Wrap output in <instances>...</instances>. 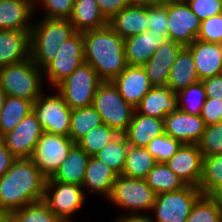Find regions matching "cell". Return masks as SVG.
<instances>
[{"instance_id": "d6a6232c", "label": "cell", "mask_w": 222, "mask_h": 222, "mask_svg": "<svg viewBox=\"0 0 222 222\" xmlns=\"http://www.w3.org/2000/svg\"><path fill=\"white\" fill-rule=\"evenodd\" d=\"M101 124L102 118L93 106L73 109L69 137L76 144L89 131Z\"/></svg>"}, {"instance_id": "e0dca14e", "label": "cell", "mask_w": 222, "mask_h": 222, "mask_svg": "<svg viewBox=\"0 0 222 222\" xmlns=\"http://www.w3.org/2000/svg\"><path fill=\"white\" fill-rule=\"evenodd\" d=\"M183 47L181 44L167 39L155 50L149 61L142 66L153 87L167 86L170 68Z\"/></svg>"}, {"instance_id": "cb8c5ba5", "label": "cell", "mask_w": 222, "mask_h": 222, "mask_svg": "<svg viewBox=\"0 0 222 222\" xmlns=\"http://www.w3.org/2000/svg\"><path fill=\"white\" fill-rule=\"evenodd\" d=\"M30 58V31L0 30V68Z\"/></svg>"}, {"instance_id": "603a6c76", "label": "cell", "mask_w": 222, "mask_h": 222, "mask_svg": "<svg viewBox=\"0 0 222 222\" xmlns=\"http://www.w3.org/2000/svg\"><path fill=\"white\" fill-rule=\"evenodd\" d=\"M177 109V94L168 86L152 87L135 107L138 113L159 119H164Z\"/></svg>"}, {"instance_id": "2e32d148", "label": "cell", "mask_w": 222, "mask_h": 222, "mask_svg": "<svg viewBox=\"0 0 222 222\" xmlns=\"http://www.w3.org/2000/svg\"><path fill=\"white\" fill-rule=\"evenodd\" d=\"M165 134L182 144H198L206 125L200 115L189 114L181 109L164 118Z\"/></svg>"}, {"instance_id": "7bdbcfd3", "label": "cell", "mask_w": 222, "mask_h": 222, "mask_svg": "<svg viewBox=\"0 0 222 222\" xmlns=\"http://www.w3.org/2000/svg\"><path fill=\"white\" fill-rule=\"evenodd\" d=\"M74 3L75 0H34L35 8L44 6V17L51 19H69Z\"/></svg>"}, {"instance_id": "c3c4849f", "label": "cell", "mask_w": 222, "mask_h": 222, "mask_svg": "<svg viewBox=\"0 0 222 222\" xmlns=\"http://www.w3.org/2000/svg\"><path fill=\"white\" fill-rule=\"evenodd\" d=\"M207 98L222 100V74L202 80Z\"/></svg>"}, {"instance_id": "277c9868", "label": "cell", "mask_w": 222, "mask_h": 222, "mask_svg": "<svg viewBox=\"0 0 222 222\" xmlns=\"http://www.w3.org/2000/svg\"><path fill=\"white\" fill-rule=\"evenodd\" d=\"M43 70L31 58L0 68V84L6 95L33 103L43 91Z\"/></svg>"}, {"instance_id": "8992f818", "label": "cell", "mask_w": 222, "mask_h": 222, "mask_svg": "<svg viewBox=\"0 0 222 222\" xmlns=\"http://www.w3.org/2000/svg\"><path fill=\"white\" fill-rule=\"evenodd\" d=\"M156 195L146 179L131 178L121 174L117 175L108 200L120 207L119 209L131 211L126 215H144L138 212L152 210Z\"/></svg>"}, {"instance_id": "7c38bea8", "label": "cell", "mask_w": 222, "mask_h": 222, "mask_svg": "<svg viewBox=\"0 0 222 222\" xmlns=\"http://www.w3.org/2000/svg\"><path fill=\"white\" fill-rule=\"evenodd\" d=\"M41 96L33 103L36 115L43 132L69 136L72 109L58 93Z\"/></svg>"}, {"instance_id": "3957f363", "label": "cell", "mask_w": 222, "mask_h": 222, "mask_svg": "<svg viewBox=\"0 0 222 222\" xmlns=\"http://www.w3.org/2000/svg\"><path fill=\"white\" fill-rule=\"evenodd\" d=\"M42 18L30 31V58L43 70L75 30L69 19Z\"/></svg>"}, {"instance_id": "8fae6325", "label": "cell", "mask_w": 222, "mask_h": 222, "mask_svg": "<svg viewBox=\"0 0 222 222\" xmlns=\"http://www.w3.org/2000/svg\"><path fill=\"white\" fill-rule=\"evenodd\" d=\"M75 143L69 136L43 132L30 159L46 177H52Z\"/></svg>"}, {"instance_id": "9c48e42d", "label": "cell", "mask_w": 222, "mask_h": 222, "mask_svg": "<svg viewBox=\"0 0 222 222\" xmlns=\"http://www.w3.org/2000/svg\"><path fill=\"white\" fill-rule=\"evenodd\" d=\"M82 186L46 179L43 201L63 222H71L72 215L79 211L86 199Z\"/></svg>"}, {"instance_id": "52a82bcc", "label": "cell", "mask_w": 222, "mask_h": 222, "mask_svg": "<svg viewBox=\"0 0 222 222\" xmlns=\"http://www.w3.org/2000/svg\"><path fill=\"white\" fill-rule=\"evenodd\" d=\"M102 82L95 69L84 62L58 84L54 90L58 91L73 110L92 106L96 90Z\"/></svg>"}, {"instance_id": "816d5d0a", "label": "cell", "mask_w": 222, "mask_h": 222, "mask_svg": "<svg viewBox=\"0 0 222 222\" xmlns=\"http://www.w3.org/2000/svg\"><path fill=\"white\" fill-rule=\"evenodd\" d=\"M5 99H6V94L4 93V90L0 84V111L4 105Z\"/></svg>"}, {"instance_id": "f5cc1de1", "label": "cell", "mask_w": 222, "mask_h": 222, "mask_svg": "<svg viewBox=\"0 0 222 222\" xmlns=\"http://www.w3.org/2000/svg\"><path fill=\"white\" fill-rule=\"evenodd\" d=\"M0 222H12L10 214L0 212Z\"/></svg>"}, {"instance_id": "ab89813d", "label": "cell", "mask_w": 222, "mask_h": 222, "mask_svg": "<svg viewBox=\"0 0 222 222\" xmlns=\"http://www.w3.org/2000/svg\"><path fill=\"white\" fill-rule=\"evenodd\" d=\"M182 145L181 142L164 133L152 139L146 148L157 162L165 163Z\"/></svg>"}, {"instance_id": "83f0119b", "label": "cell", "mask_w": 222, "mask_h": 222, "mask_svg": "<svg viewBox=\"0 0 222 222\" xmlns=\"http://www.w3.org/2000/svg\"><path fill=\"white\" fill-rule=\"evenodd\" d=\"M199 81L192 52L187 46H184L170 68V77L167 86L177 93Z\"/></svg>"}, {"instance_id": "681fc988", "label": "cell", "mask_w": 222, "mask_h": 222, "mask_svg": "<svg viewBox=\"0 0 222 222\" xmlns=\"http://www.w3.org/2000/svg\"><path fill=\"white\" fill-rule=\"evenodd\" d=\"M16 158L7 149L4 142L0 139V177L11 167Z\"/></svg>"}, {"instance_id": "d590c367", "label": "cell", "mask_w": 222, "mask_h": 222, "mask_svg": "<svg viewBox=\"0 0 222 222\" xmlns=\"http://www.w3.org/2000/svg\"><path fill=\"white\" fill-rule=\"evenodd\" d=\"M129 144L124 134L117 136L112 142L105 145L95 157L108 165L117 175L124 169Z\"/></svg>"}, {"instance_id": "4dcf8cb0", "label": "cell", "mask_w": 222, "mask_h": 222, "mask_svg": "<svg viewBox=\"0 0 222 222\" xmlns=\"http://www.w3.org/2000/svg\"><path fill=\"white\" fill-rule=\"evenodd\" d=\"M156 163L157 161L148 152L146 147L129 145L122 175L131 178L146 179L148 173Z\"/></svg>"}, {"instance_id": "ffe728a7", "label": "cell", "mask_w": 222, "mask_h": 222, "mask_svg": "<svg viewBox=\"0 0 222 222\" xmlns=\"http://www.w3.org/2000/svg\"><path fill=\"white\" fill-rule=\"evenodd\" d=\"M34 0H0V30L31 31Z\"/></svg>"}, {"instance_id": "5bb4252c", "label": "cell", "mask_w": 222, "mask_h": 222, "mask_svg": "<svg viewBox=\"0 0 222 222\" xmlns=\"http://www.w3.org/2000/svg\"><path fill=\"white\" fill-rule=\"evenodd\" d=\"M43 133L36 115L31 112L19 124L0 139L16 158H30Z\"/></svg>"}, {"instance_id": "7402d4cb", "label": "cell", "mask_w": 222, "mask_h": 222, "mask_svg": "<svg viewBox=\"0 0 222 222\" xmlns=\"http://www.w3.org/2000/svg\"><path fill=\"white\" fill-rule=\"evenodd\" d=\"M164 34L143 33L124 39V51L127 64L130 66H143L153 56L155 50L166 40Z\"/></svg>"}, {"instance_id": "484cf974", "label": "cell", "mask_w": 222, "mask_h": 222, "mask_svg": "<svg viewBox=\"0 0 222 222\" xmlns=\"http://www.w3.org/2000/svg\"><path fill=\"white\" fill-rule=\"evenodd\" d=\"M117 174L101 160L95 156L89 158L82 187L87 189L88 193H100L102 196L108 197L112 192L114 181Z\"/></svg>"}, {"instance_id": "44dd1931", "label": "cell", "mask_w": 222, "mask_h": 222, "mask_svg": "<svg viewBox=\"0 0 222 222\" xmlns=\"http://www.w3.org/2000/svg\"><path fill=\"white\" fill-rule=\"evenodd\" d=\"M147 24V2H133L108 21V25L124 39L145 32Z\"/></svg>"}, {"instance_id": "f546056e", "label": "cell", "mask_w": 222, "mask_h": 222, "mask_svg": "<svg viewBox=\"0 0 222 222\" xmlns=\"http://www.w3.org/2000/svg\"><path fill=\"white\" fill-rule=\"evenodd\" d=\"M31 112H33L32 101L6 95L4 105L0 111V138L13 130Z\"/></svg>"}, {"instance_id": "db71d44e", "label": "cell", "mask_w": 222, "mask_h": 222, "mask_svg": "<svg viewBox=\"0 0 222 222\" xmlns=\"http://www.w3.org/2000/svg\"><path fill=\"white\" fill-rule=\"evenodd\" d=\"M134 2H160V0H134Z\"/></svg>"}, {"instance_id": "8d00e7d4", "label": "cell", "mask_w": 222, "mask_h": 222, "mask_svg": "<svg viewBox=\"0 0 222 222\" xmlns=\"http://www.w3.org/2000/svg\"><path fill=\"white\" fill-rule=\"evenodd\" d=\"M119 135L117 131L103 123L89 131L76 144L92 157Z\"/></svg>"}, {"instance_id": "d4e9b609", "label": "cell", "mask_w": 222, "mask_h": 222, "mask_svg": "<svg viewBox=\"0 0 222 222\" xmlns=\"http://www.w3.org/2000/svg\"><path fill=\"white\" fill-rule=\"evenodd\" d=\"M164 133V119L145 116L135 110L132 121L124 135L129 145L147 147L152 139Z\"/></svg>"}, {"instance_id": "74e56055", "label": "cell", "mask_w": 222, "mask_h": 222, "mask_svg": "<svg viewBox=\"0 0 222 222\" xmlns=\"http://www.w3.org/2000/svg\"><path fill=\"white\" fill-rule=\"evenodd\" d=\"M178 109L189 113L200 115L205 100L207 99L205 87L202 81L189 85L177 93Z\"/></svg>"}, {"instance_id": "9a60e30c", "label": "cell", "mask_w": 222, "mask_h": 222, "mask_svg": "<svg viewBox=\"0 0 222 222\" xmlns=\"http://www.w3.org/2000/svg\"><path fill=\"white\" fill-rule=\"evenodd\" d=\"M165 164L186 185L199 187L202 178L203 155L198 144H183Z\"/></svg>"}, {"instance_id": "f1b7e54d", "label": "cell", "mask_w": 222, "mask_h": 222, "mask_svg": "<svg viewBox=\"0 0 222 222\" xmlns=\"http://www.w3.org/2000/svg\"><path fill=\"white\" fill-rule=\"evenodd\" d=\"M89 158L85 150L74 144L66 160L51 178L63 183L82 186Z\"/></svg>"}, {"instance_id": "4fadbf2b", "label": "cell", "mask_w": 222, "mask_h": 222, "mask_svg": "<svg viewBox=\"0 0 222 222\" xmlns=\"http://www.w3.org/2000/svg\"><path fill=\"white\" fill-rule=\"evenodd\" d=\"M168 39L189 46L196 40L201 20L192 11L185 0L167 1Z\"/></svg>"}, {"instance_id": "f6af8a7d", "label": "cell", "mask_w": 222, "mask_h": 222, "mask_svg": "<svg viewBox=\"0 0 222 222\" xmlns=\"http://www.w3.org/2000/svg\"><path fill=\"white\" fill-rule=\"evenodd\" d=\"M201 21L222 13V0H185Z\"/></svg>"}, {"instance_id": "7a4b0ae2", "label": "cell", "mask_w": 222, "mask_h": 222, "mask_svg": "<svg viewBox=\"0 0 222 222\" xmlns=\"http://www.w3.org/2000/svg\"><path fill=\"white\" fill-rule=\"evenodd\" d=\"M84 61L91 65L102 81H113L128 66L124 51V38L108 24L86 31Z\"/></svg>"}, {"instance_id": "5b68a950", "label": "cell", "mask_w": 222, "mask_h": 222, "mask_svg": "<svg viewBox=\"0 0 222 222\" xmlns=\"http://www.w3.org/2000/svg\"><path fill=\"white\" fill-rule=\"evenodd\" d=\"M92 106L103 123L124 134L132 121L135 107L126 102L112 81H103L97 88Z\"/></svg>"}, {"instance_id": "1f68e13d", "label": "cell", "mask_w": 222, "mask_h": 222, "mask_svg": "<svg viewBox=\"0 0 222 222\" xmlns=\"http://www.w3.org/2000/svg\"><path fill=\"white\" fill-rule=\"evenodd\" d=\"M198 188L202 195L213 196L222 189V153L203 156L202 178Z\"/></svg>"}, {"instance_id": "e575fe53", "label": "cell", "mask_w": 222, "mask_h": 222, "mask_svg": "<svg viewBox=\"0 0 222 222\" xmlns=\"http://www.w3.org/2000/svg\"><path fill=\"white\" fill-rule=\"evenodd\" d=\"M186 222H222V202L213 195H201L193 204Z\"/></svg>"}, {"instance_id": "f35d334b", "label": "cell", "mask_w": 222, "mask_h": 222, "mask_svg": "<svg viewBox=\"0 0 222 222\" xmlns=\"http://www.w3.org/2000/svg\"><path fill=\"white\" fill-rule=\"evenodd\" d=\"M12 222H63L43 201H37L10 214Z\"/></svg>"}, {"instance_id": "d6986e66", "label": "cell", "mask_w": 222, "mask_h": 222, "mask_svg": "<svg viewBox=\"0 0 222 222\" xmlns=\"http://www.w3.org/2000/svg\"><path fill=\"white\" fill-rule=\"evenodd\" d=\"M187 47L192 52L200 81L222 74V44L196 39Z\"/></svg>"}, {"instance_id": "7dc6e473", "label": "cell", "mask_w": 222, "mask_h": 222, "mask_svg": "<svg viewBox=\"0 0 222 222\" xmlns=\"http://www.w3.org/2000/svg\"><path fill=\"white\" fill-rule=\"evenodd\" d=\"M99 9L104 17L109 21L114 15L125 7L131 5L134 0H96Z\"/></svg>"}, {"instance_id": "4316f807", "label": "cell", "mask_w": 222, "mask_h": 222, "mask_svg": "<svg viewBox=\"0 0 222 222\" xmlns=\"http://www.w3.org/2000/svg\"><path fill=\"white\" fill-rule=\"evenodd\" d=\"M69 21L75 32L80 33L102 28L108 24L96 0H75Z\"/></svg>"}, {"instance_id": "b9f144b4", "label": "cell", "mask_w": 222, "mask_h": 222, "mask_svg": "<svg viewBox=\"0 0 222 222\" xmlns=\"http://www.w3.org/2000/svg\"><path fill=\"white\" fill-rule=\"evenodd\" d=\"M198 146L203 156L222 153V122L206 126Z\"/></svg>"}, {"instance_id": "bcb514c9", "label": "cell", "mask_w": 222, "mask_h": 222, "mask_svg": "<svg viewBox=\"0 0 222 222\" xmlns=\"http://www.w3.org/2000/svg\"><path fill=\"white\" fill-rule=\"evenodd\" d=\"M200 116L206 126L222 122V100L207 98Z\"/></svg>"}, {"instance_id": "ee69618b", "label": "cell", "mask_w": 222, "mask_h": 222, "mask_svg": "<svg viewBox=\"0 0 222 222\" xmlns=\"http://www.w3.org/2000/svg\"><path fill=\"white\" fill-rule=\"evenodd\" d=\"M198 40L222 44V13L201 21Z\"/></svg>"}, {"instance_id": "836d02e7", "label": "cell", "mask_w": 222, "mask_h": 222, "mask_svg": "<svg viewBox=\"0 0 222 222\" xmlns=\"http://www.w3.org/2000/svg\"><path fill=\"white\" fill-rule=\"evenodd\" d=\"M147 184L156 194L177 191L186 186L164 162H157L146 177Z\"/></svg>"}, {"instance_id": "f907efd6", "label": "cell", "mask_w": 222, "mask_h": 222, "mask_svg": "<svg viewBox=\"0 0 222 222\" xmlns=\"http://www.w3.org/2000/svg\"><path fill=\"white\" fill-rule=\"evenodd\" d=\"M116 222H152L149 215H120Z\"/></svg>"}, {"instance_id": "6da1fadb", "label": "cell", "mask_w": 222, "mask_h": 222, "mask_svg": "<svg viewBox=\"0 0 222 222\" xmlns=\"http://www.w3.org/2000/svg\"><path fill=\"white\" fill-rule=\"evenodd\" d=\"M46 177L30 158H19L0 177V212L11 214L43 200Z\"/></svg>"}, {"instance_id": "60d3db41", "label": "cell", "mask_w": 222, "mask_h": 222, "mask_svg": "<svg viewBox=\"0 0 222 222\" xmlns=\"http://www.w3.org/2000/svg\"><path fill=\"white\" fill-rule=\"evenodd\" d=\"M148 30L168 37L167 1L147 2Z\"/></svg>"}, {"instance_id": "ac0fdd59", "label": "cell", "mask_w": 222, "mask_h": 222, "mask_svg": "<svg viewBox=\"0 0 222 222\" xmlns=\"http://www.w3.org/2000/svg\"><path fill=\"white\" fill-rule=\"evenodd\" d=\"M123 99L136 107L153 87L142 66L128 65L113 81Z\"/></svg>"}, {"instance_id": "30bf717a", "label": "cell", "mask_w": 222, "mask_h": 222, "mask_svg": "<svg viewBox=\"0 0 222 222\" xmlns=\"http://www.w3.org/2000/svg\"><path fill=\"white\" fill-rule=\"evenodd\" d=\"M84 62L83 33L75 32L60 45L55 58L43 69V77L55 88Z\"/></svg>"}, {"instance_id": "ba28073f", "label": "cell", "mask_w": 222, "mask_h": 222, "mask_svg": "<svg viewBox=\"0 0 222 222\" xmlns=\"http://www.w3.org/2000/svg\"><path fill=\"white\" fill-rule=\"evenodd\" d=\"M201 191L193 185H186L184 188L168 193H159L152 210L155 214L152 222H186L190 210L196 200L201 196Z\"/></svg>"}, {"instance_id": "11a10c76", "label": "cell", "mask_w": 222, "mask_h": 222, "mask_svg": "<svg viewBox=\"0 0 222 222\" xmlns=\"http://www.w3.org/2000/svg\"><path fill=\"white\" fill-rule=\"evenodd\" d=\"M215 196L222 202V189Z\"/></svg>"}]
</instances>
